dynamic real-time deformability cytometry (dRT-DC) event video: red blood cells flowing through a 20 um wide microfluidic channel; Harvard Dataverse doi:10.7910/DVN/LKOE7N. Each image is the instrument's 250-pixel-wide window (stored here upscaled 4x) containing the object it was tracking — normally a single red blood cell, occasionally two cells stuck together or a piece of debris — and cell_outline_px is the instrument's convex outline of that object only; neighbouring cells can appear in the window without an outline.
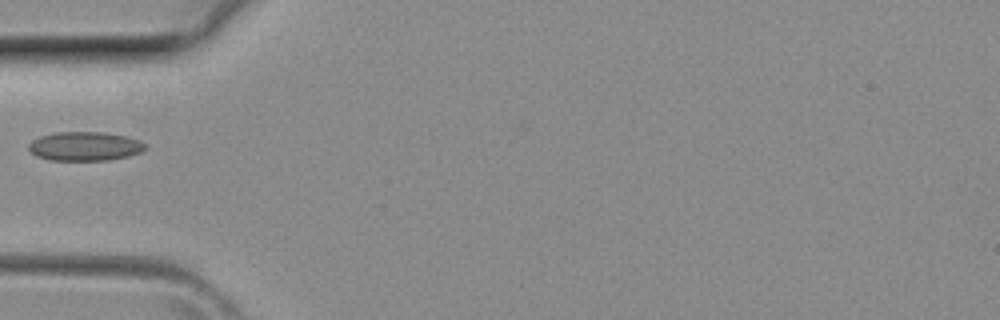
{"species": "common noctule bat (a hibernating species)", "species_latin": "Nyctalus noctula", "temperature_condition": "room temperature", "stored_images_in_passage": 1, "camera_frame_rate_fps": 3000, "um_per_image_px": 0.085, "animal": {"sex": "female", "body_mass_g": 29.2, "forearm_length_mm": 56.3}, "frame": {"image": 1, "passage_image": 1, "time_ms": 0.0, "image_size_px": [1000, 320], "cell_outline_px": [[148, 148], [140, 152], [128, 156], [108, 160], [48, 160], [36, 156], [28, 148], [28, 144], [32, 140], [40, 136], [56, 132], [104, 132], [124, 136], [140, 140]], "centroid_in_image_um": [7.2, 12.43], "position_along_channel_um": 77.8, "area_um2": 19.71}}